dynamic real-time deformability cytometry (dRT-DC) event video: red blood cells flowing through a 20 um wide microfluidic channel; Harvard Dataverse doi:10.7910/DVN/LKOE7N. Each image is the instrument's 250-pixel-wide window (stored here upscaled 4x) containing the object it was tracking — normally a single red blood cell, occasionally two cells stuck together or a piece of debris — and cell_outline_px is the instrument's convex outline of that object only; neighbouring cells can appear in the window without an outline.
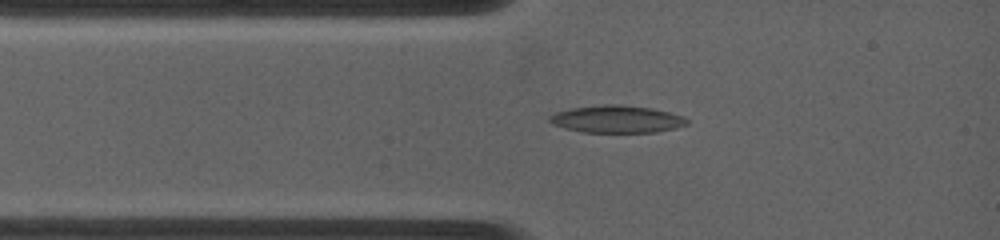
{"species": "common noctule bat (a hibernating species)", "species_latin": "Nyctalus noctula", "temperature_condition": "warm", "stored_images_in_passage": 36, "camera_frame_rate_fps": 4500, "um_per_image_px": 0.085, "animal": {"sex": "female", "body_mass_g": 19.0, "forearm_length_mm": 53.3}, "frame": {"image": 1, "passage_image": 8, "time_ms": 1.556, "image_size_px": [1000, 240], "cell_outline_px": [[688, 124], [676, 128], [656, 132], [584, 132], [564, 128], [552, 124], [548, 120], [548, 116], [556, 112], [572, 108], [604, 104], [620, 104], [652, 108], [684, 116], [688, 120]], "centroid_in_image_um": [52.43, 10.12], "position_along_channel_um": 32.6, "area_um2": 21.96}}
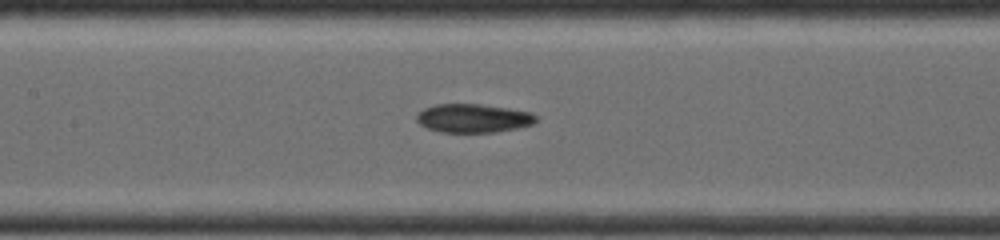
{"frame": {"image": 2, "passage_image": 24, "time_ms": 5.111, "image_size_px": [1000, 240], "cell_outline_px": [[536, 120], [532, 124], [516, 128], [496, 132], [440, 132], [428, 128], [420, 124], [416, 120], [416, 112], [424, 108], [436, 104], [480, 104], [532, 112], [536, 116]], "centroid_in_image_um": [40.18, 10.04], "position_along_channel_um": 167.2, "area_um2": 19.88}}
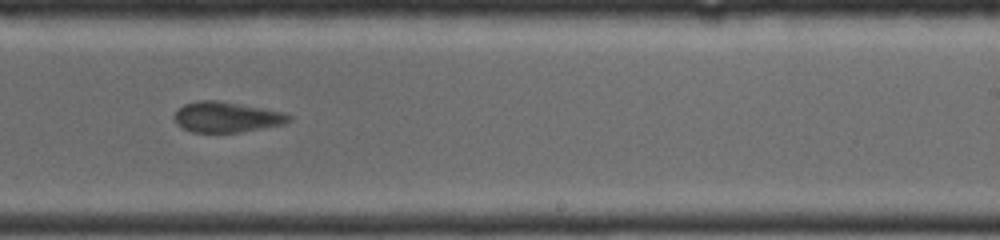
{"frame": {"image": 3, "passage_image": 36, "time_ms": 7.778, "image_size_px": [1000, 240], "cell_outline_px": [[292, 120], [284, 124], [240, 132], [192, 132], [176, 124], [172, 116], [184, 104], [196, 100], [216, 100], [284, 112], [292, 116]], "centroid_in_image_um": [19.25, 9.95], "position_along_channel_um": 269.8, "area_um2": 20.29}}